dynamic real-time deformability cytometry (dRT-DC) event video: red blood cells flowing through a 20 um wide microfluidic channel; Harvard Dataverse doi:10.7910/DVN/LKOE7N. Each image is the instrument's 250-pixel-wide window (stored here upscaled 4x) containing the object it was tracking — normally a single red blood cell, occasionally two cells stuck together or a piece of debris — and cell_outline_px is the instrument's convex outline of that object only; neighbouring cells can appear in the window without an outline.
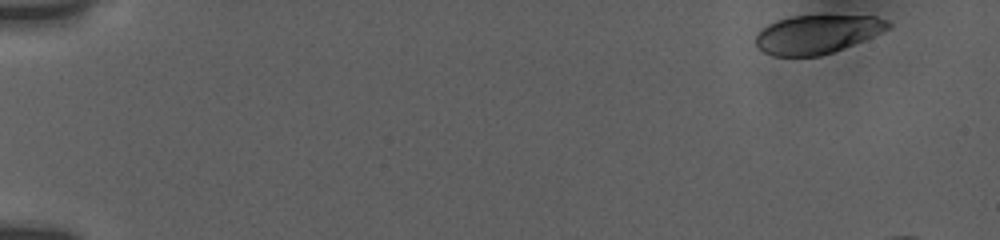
{"species": "human", "species_latin": "Homo sapiens", "temperature_condition": "room temperature", "stored_images_in_passage": 12, "camera_frame_rate_fps": 3000, "um_per_image_px": 0.085, "donor": {"sex": "female"}, "frame": {"image": 1, "passage_image": 1, "time_ms": 0.0, "image_size_px": [1000, 240], "cell_outline_px": [[892, 24], [888, 28], [864, 40], [832, 52], [820, 56], [772, 56], [764, 52], [756, 44], [756, 36], [768, 24], [776, 20], [792, 16], [876, 16], [888, 20]], "centroid_in_image_um": [69.45, 2.91], "position_along_channel_um": 15.6, "area_um2": 29.42}}
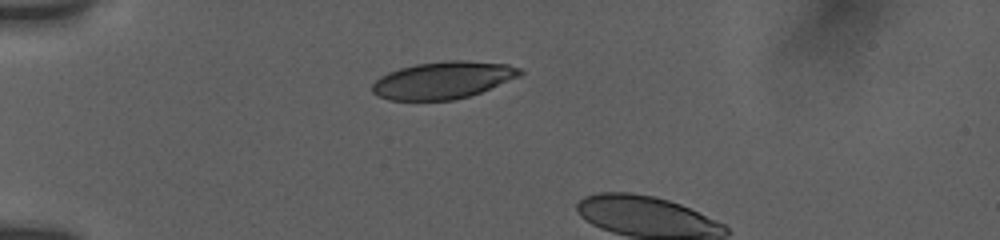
{"frame": {"image": 2, "passage_image": 9, "time_ms": 4.0, "image_size_px": [1000, 240], "cell_outline_px": [[524, 72], [520, 76], [480, 92], [468, 96], [452, 100], [388, 100], [376, 96], [372, 92], [372, 84], [380, 76], [388, 72], [400, 68], [416, 64], [444, 60], [464, 60], [508, 64], [520, 68]], "centroid_in_image_um": [37.63, 6.81], "position_along_channel_um": 47.4, "area_um2": 32.08}}